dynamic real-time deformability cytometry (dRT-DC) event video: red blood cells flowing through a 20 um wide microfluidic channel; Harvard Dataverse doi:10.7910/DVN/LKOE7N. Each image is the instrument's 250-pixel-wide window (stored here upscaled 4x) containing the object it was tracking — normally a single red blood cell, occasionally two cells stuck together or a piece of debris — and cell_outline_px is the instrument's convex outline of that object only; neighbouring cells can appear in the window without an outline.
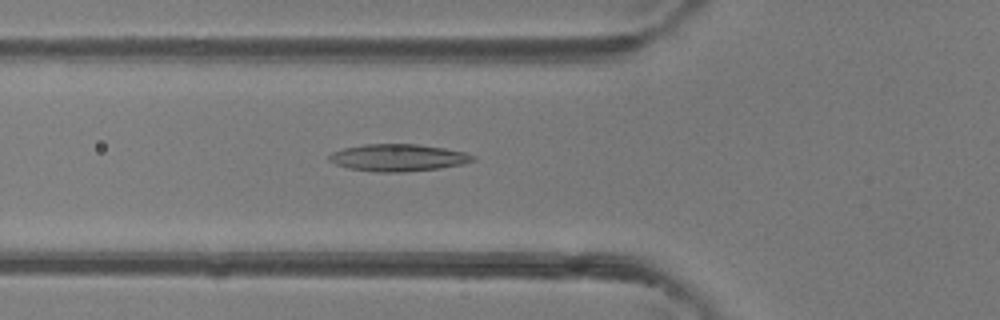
{"species": "common noctule bat (a hibernating species)", "species_latin": "Nyctalus noctula", "temperature_condition": "room temperature", "stored_images_in_passage": 38, "camera_frame_rate_fps": 3000, "um_per_image_px": 0.085, "animal": {"sex": "female"}, "frame": {"image": 1, "passage_image": 8, "time_ms": 2.333, "image_size_px": [1000, 320], "cell_outline_px": [[476, 160], [464, 164], [440, 168], [400, 172], [376, 172], [348, 168], [336, 164], [328, 160], [328, 156], [332, 152], [344, 148], [364, 144], [416, 144], [444, 148], [464, 152], [476, 156]], "centroid_in_image_um": [33.85, 13.4], "position_along_channel_um": 92.0, "area_um2": 22.72}}
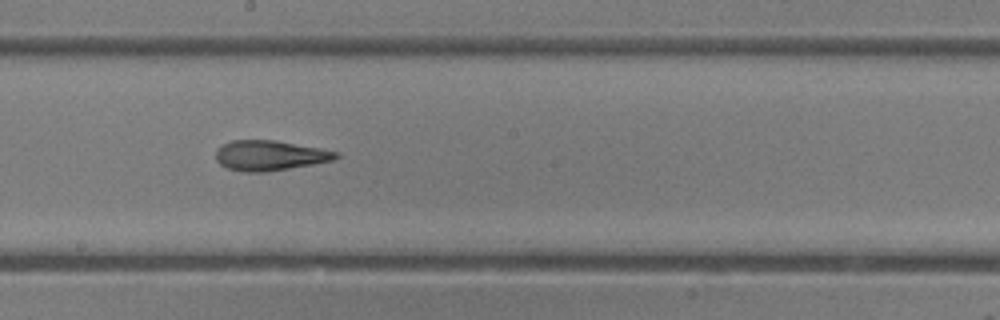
{"frame": {"image": 2, "passage_image": 17, "time_ms": 5.333, "image_size_px": [1000, 320], "cell_outline_px": [[340, 156], [332, 160], [312, 164], [264, 172], [240, 172], [228, 168], [220, 164], [216, 160], [216, 148], [232, 140], [276, 140], [320, 148], [340, 152]], "centroid_in_image_um": [22.91, 13.21], "position_along_channel_um": 225.3, "area_um2": 21.04}}
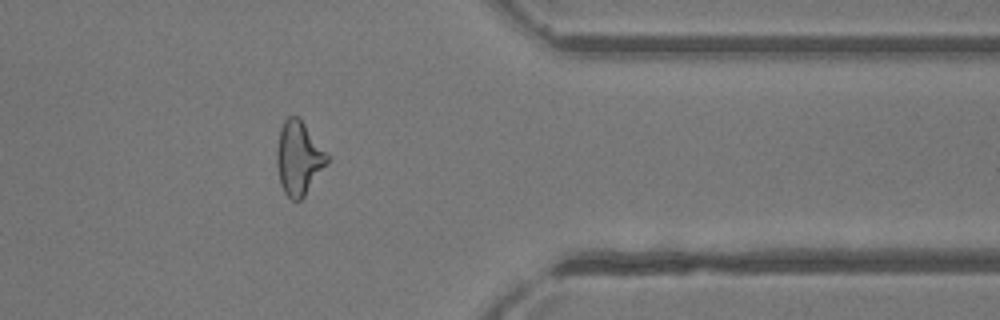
{"frame": {"image": 3, "passage_image": 29, "time_ms": 9.333, "image_size_px": [1000, 320], "cell_outline_px": [[328, 164], [304, 196], [300, 200], [292, 200], [284, 192], [280, 184], [276, 164], [276, 148], [280, 128], [284, 120], [288, 116], [296, 116], [304, 124], [328, 156]], "centroid_in_image_um": [25.36, 13.46], "position_along_channel_um": 386.0, "area_um2": 21.39}, "authors_computed_cell_mechanics": {"area_um2": 21.4438, "velocity_mm_per_s": 4.4202, "shape_relaxation_time_tau1_ms": null, "shape_relaxation_time_tau2_ms": 4.2876, "deformation_change_tau1": null, "deformation_change_tau2": 0.1658}}